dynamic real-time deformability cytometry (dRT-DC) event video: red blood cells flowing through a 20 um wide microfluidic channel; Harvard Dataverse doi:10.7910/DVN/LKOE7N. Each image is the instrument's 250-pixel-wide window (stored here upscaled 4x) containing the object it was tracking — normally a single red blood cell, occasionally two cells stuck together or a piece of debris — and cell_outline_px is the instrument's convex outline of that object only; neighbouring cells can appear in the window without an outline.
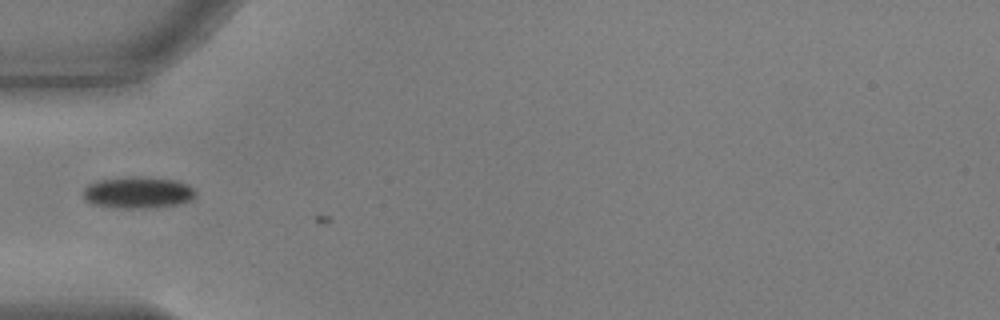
{"species": "common noctule bat (a hibernating species)", "species_latin": "Nyctalus noctula", "temperature_condition": "warm", "stored_images_in_passage": 4, "camera_frame_rate_fps": 3000, "um_per_image_px": 0.085, "animal": {"sex": "male", "body_mass_g": 17.9, "forearm_length_mm": 54.2}, "frame": {"image": 1, "passage_image": 3, "time_ms": 0.667, "image_size_px": [1000, 320], "cell_outline_px": [[196, 196], [192, 200], [176, 204], [96, 204], [84, 200], [80, 192], [88, 184], [100, 180], [132, 176], [140, 176], [176, 180], [188, 184], [196, 192]], "centroid_in_image_um": [11.73, 16.26], "position_along_channel_um": 73.3, "area_um2": 19.25}}